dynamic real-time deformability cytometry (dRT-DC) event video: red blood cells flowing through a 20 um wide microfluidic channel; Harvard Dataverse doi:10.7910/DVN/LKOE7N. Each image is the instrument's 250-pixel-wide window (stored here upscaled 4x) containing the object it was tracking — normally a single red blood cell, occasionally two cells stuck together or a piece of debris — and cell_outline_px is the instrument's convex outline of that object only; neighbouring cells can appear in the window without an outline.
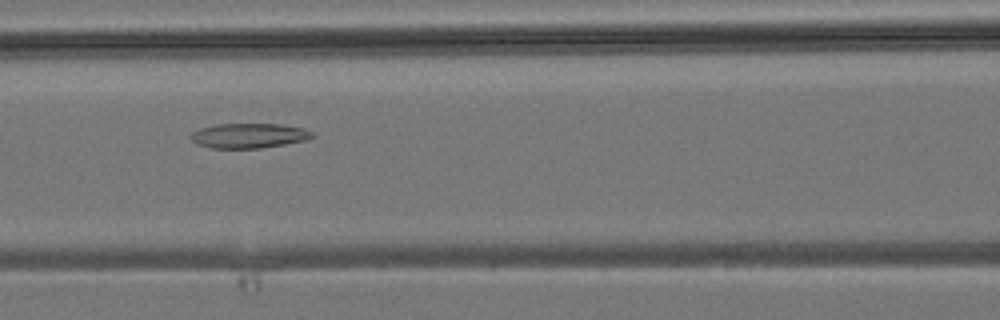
{"species": "common noctule bat (a hibernating species)", "species_latin": "Nyctalus noctula", "temperature_condition": "room temperature", "stored_images_in_passage": 34, "camera_frame_rate_fps": 3000, "um_per_image_px": 0.085, "animal": {"sex": "male", "body_mass_g": 19.2, "forearm_length_mm": 51.8}, "frame": {"image": 1, "passage_image": 10, "time_ms": 3.0, "image_size_px": [1000, 320], "cell_outline_px": [[316, 136], [308, 140], [260, 148], [212, 148], [196, 144], [188, 136], [192, 132], [200, 128], [216, 124], [284, 124], [304, 128], [312, 132]], "centroid_in_image_um": [21.17, 11.53], "position_along_channel_um": 145.4, "area_um2": 17.74}}
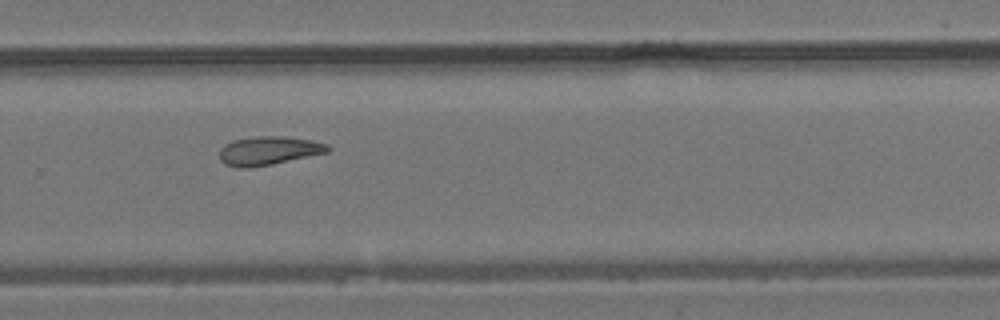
{"frame": {"image": 2, "passage_image": 20, "time_ms": 6.333, "image_size_px": [1000, 320], "cell_outline_px": [[332, 148], [328, 152], [272, 164], [248, 168], [236, 168], [224, 164], [220, 160], [220, 148], [224, 144], [232, 140], [256, 136], [284, 136], [312, 140], [328, 144]], "centroid_in_image_um": [22.81, 12.8], "position_along_channel_um": 307.0, "area_um2": 18.26}}
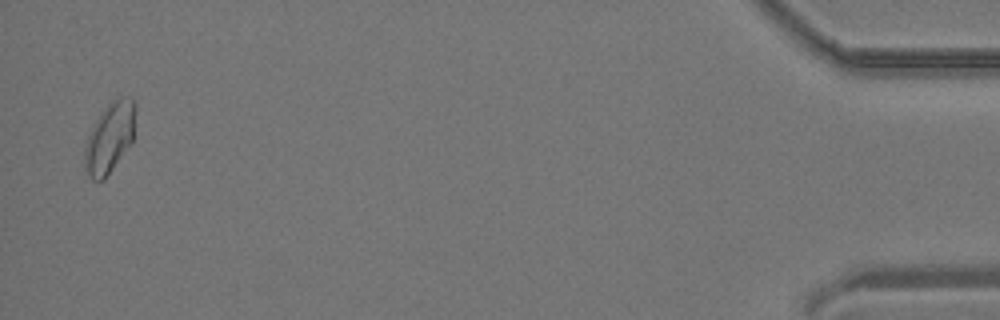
{"frame": {"image": 3, "passage_image": 33, "time_ms": 10.667, "image_size_px": [1000, 320], "cell_outline_px": [[136, 108], [132, 144], [104, 180], [92, 180], [88, 176], [84, 168], [84, 148], [88, 136], [92, 128], [104, 108], [112, 100], [120, 96], [132, 96], [136, 104]], "centroid_in_image_um": [9.34, 11.7], "position_along_channel_um": 425.9, "area_um2": 21.1}}